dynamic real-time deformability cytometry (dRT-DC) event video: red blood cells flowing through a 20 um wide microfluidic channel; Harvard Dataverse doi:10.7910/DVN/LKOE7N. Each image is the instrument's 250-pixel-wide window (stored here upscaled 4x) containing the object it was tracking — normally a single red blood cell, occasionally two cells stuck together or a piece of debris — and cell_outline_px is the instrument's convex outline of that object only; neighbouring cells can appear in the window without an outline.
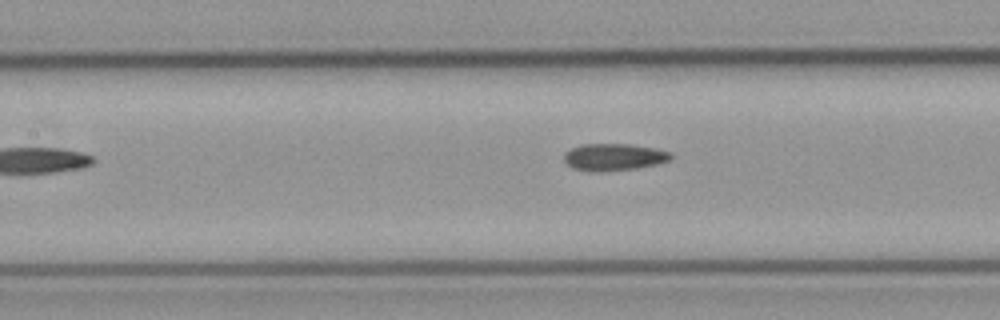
{"species": "common noctule bat (a hibernating species)", "species_latin": "Nyctalus noctula", "temperature_condition": "cold", "stored_images_in_passage": 7, "camera_frame_rate_fps": 3000, "um_per_image_px": 0.085, "animal": {"sex": "male", "body_mass_g": 23.1, "forearm_length_mm": 52.7}, "frame": {"image": 1, "passage_image": 5, "time_ms": 4.667, "image_size_px": [1000, 320], "cell_outline_px": [[672, 160], [660, 164], [636, 168], [572, 168], [564, 160], [564, 152], [572, 148], [584, 144], [632, 144], [656, 148], [672, 152]], "centroid_in_image_um": [52.3, 13.28], "position_along_channel_um": 155.1, "area_um2": 16.07}}